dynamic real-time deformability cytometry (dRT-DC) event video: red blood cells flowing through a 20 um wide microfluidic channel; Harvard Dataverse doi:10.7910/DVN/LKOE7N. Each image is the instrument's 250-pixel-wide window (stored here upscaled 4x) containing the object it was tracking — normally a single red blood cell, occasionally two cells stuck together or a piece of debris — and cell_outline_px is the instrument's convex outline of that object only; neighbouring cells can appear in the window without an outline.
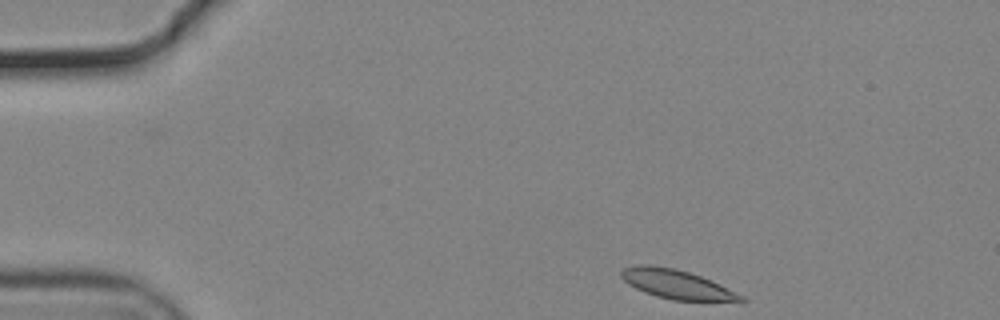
{"species": "common noctule bat (a hibernating species)", "species_latin": "Nyctalus noctula", "temperature_condition": "cold", "stored_images_in_passage": 9, "camera_frame_rate_fps": 3000, "um_per_image_px": 0.085, "animal": {"sex": "male", "body_mass_g": 19.2, "forearm_length_mm": 51.8}, "frame": {"image": 1, "passage_image": 1, "time_ms": 0.0, "image_size_px": [1000, 320], "cell_outline_px": [[748, 300], [744, 304], [672, 300], [656, 296], [644, 292], [628, 284], [620, 276], [620, 272], [624, 268], [636, 264], [648, 264], [676, 268], [700, 276], [720, 284], [744, 296]], "centroid_in_image_um": [57.65, 24.21], "position_along_channel_um": 27.4, "area_um2": 21.15}}